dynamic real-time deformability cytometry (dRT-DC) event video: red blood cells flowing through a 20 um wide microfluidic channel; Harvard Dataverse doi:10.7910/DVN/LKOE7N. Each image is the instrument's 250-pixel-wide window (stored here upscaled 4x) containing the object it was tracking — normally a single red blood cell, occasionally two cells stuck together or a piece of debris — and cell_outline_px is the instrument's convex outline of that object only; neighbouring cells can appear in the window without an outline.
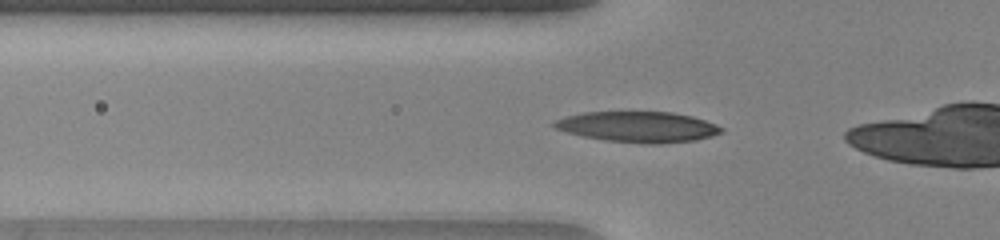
{"species": "human", "species_latin": "Homo sapiens", "temperature_condition": "warm", "stored_images_in_passage": 39, "camera_frame_rate_fps": 3000, "um_per_image_px": 0.085, "donor": {"sex": "female"}, "frame": {"image": 1, "passage_image": 13, "time_ms": 4.0, "image_size_px": [1000, 240], "cell_outline_px": [[724, 132], [712, 136], [696, 140], [660, 144], [644, 144], [604, 140], [584, 136], [568, 132], [556, 128], [548, 124], [552, 120], [564, 116], [584, 112], [672, 112], [692, 116], [716, 124], [724, 128]], "centroid_in_image_um": [54.22, 10.78], "position_along_channel_um": 71.6, "area_um2": 30.17}}
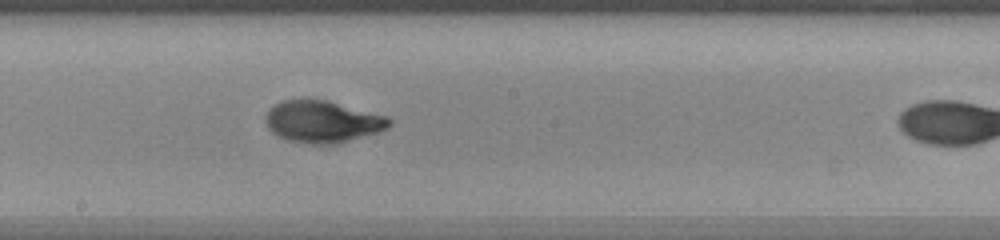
{"frame": {"image": 2, "passage_image": 24, "time_ms": 7.667, "image_size_px": [1000, 240], "cell_outline_px": [[392, 124], [388, 128], [380, 132], [348, 140], [328, 144], [312, 144], [288, 140], [272, 132], [268, 128], [264, 120], [264, 116], [268, 108], [280, 100], [324, 100], [388, 116], [392, 120]], "centroid_in_image_um": [27.4, 10.33], "position_along_channel_um": 220.8, "area_um2": 30.06}}
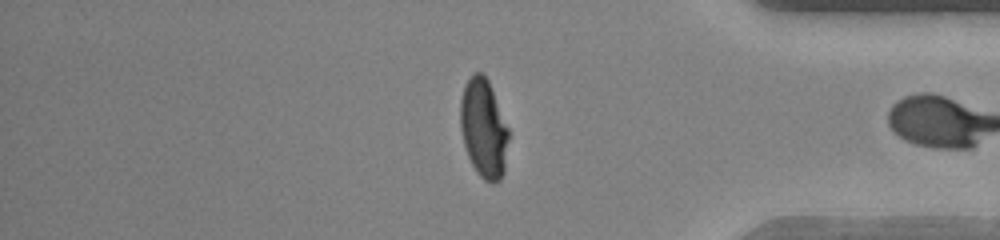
{"frame": {"image": 3, "passage_image": 38, "time_ms": 12.333, "image_size_px": [1000, 240], "cell_outline_px": [[508, 140], [504, 172], [500, 180], [496, 184], [492, 184], [484, 180], [476, 172], [468, 156], [464, 144], [460, 128], [460, 100], [464, 84], [472, 72], [484, 72], [488, 80], [508, 128]], "centroid_in_image_um": [41.09, 10.91], "position_along_channel_um": 394.1, "area_um2": 27.98}}